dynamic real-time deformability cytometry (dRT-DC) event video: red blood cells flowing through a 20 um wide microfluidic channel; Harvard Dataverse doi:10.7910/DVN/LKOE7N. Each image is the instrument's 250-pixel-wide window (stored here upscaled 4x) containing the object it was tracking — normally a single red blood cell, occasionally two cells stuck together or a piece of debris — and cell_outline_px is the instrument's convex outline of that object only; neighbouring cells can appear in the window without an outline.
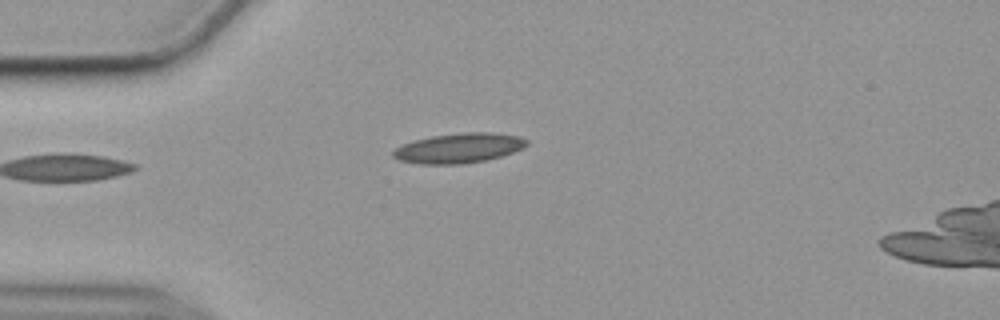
{"species": "common noctule bat (a hibernating species)", "species_latin": "Nyctalus noctula", "temperature_condition": "cold", "stored_images_in_passage": 40, "camera_frame_rate_fps": 3000, "um_per_image_px": 0.085, "animal": {"sex": "female", "body_mass_g": 19.9}, "frame": {"image": 1, "passage_image": 1, "time_ms": 0.0, "image_size_px": [1000, 320], "cell_outline_px": [[528, 144], [524, 148], [488, 160], [464, 164], [420, 164], [400, 160], [392, 156], [392, 152], [396, 148], [412, 140], [432, 136], [464, 132], [488, 132], [520, 136], [528, 140]], "centroid_in_image_um": [39.02, 12.59], "position_along_channel_um": 46.0, "area_um2": 23.29}}
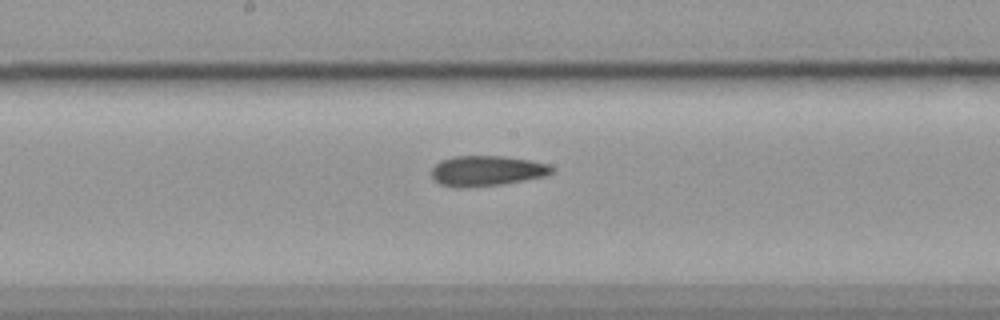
{"frame": {"image": 2, "passage_image": 16, "time_ms": 5.0, "image_size_px": [1000, 320], "cell_outline_px": [[556, 172], [544, 176], [524, 180], [500, 184], [460, 188], [456, 188], [440, 184], [432, 176], [432, 168], [440, 160], [452, 156], [504, 156], [528, 160], [548, 164]], "centroid_in_image_um": [41.36, 14.51], "position_along_channel_um": 206.8, "area_um2": 21.15}}
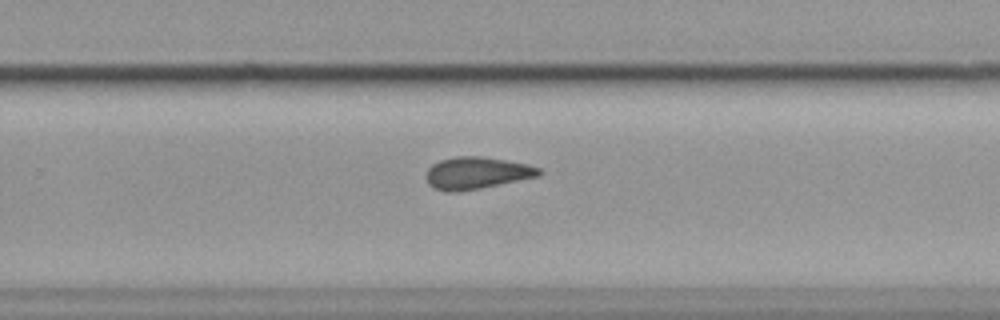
{"frame": {"image": 3, "passage_image": 23, "time_ms": 7.333, "image_size_px": [1000, 320], "cell_outline_px": [[544, 172], [540, 176], [460, 192], [444, 192], [432, 188], [428, 184], [424, 176], [428, 168], [432, 164], [440, 160], [456, 156], [480, 156], [528, 164], [540, 168]], "centroid_in_image_um": [40.48, 14.72], "position_along_channel_um": 289.3, "area_um2": 21.39}, "authors_computed_cell_mechanics": {"area_um2": 21.0392, "velocity_mm_per_s": 3.5605, "shape_relaxation_time_tau1_ms": null, "shape_relaxation_time_tau2_ms": 5.0528, "deformation_change_tau1": null, "deformation_change_tau2": 0.1362}}